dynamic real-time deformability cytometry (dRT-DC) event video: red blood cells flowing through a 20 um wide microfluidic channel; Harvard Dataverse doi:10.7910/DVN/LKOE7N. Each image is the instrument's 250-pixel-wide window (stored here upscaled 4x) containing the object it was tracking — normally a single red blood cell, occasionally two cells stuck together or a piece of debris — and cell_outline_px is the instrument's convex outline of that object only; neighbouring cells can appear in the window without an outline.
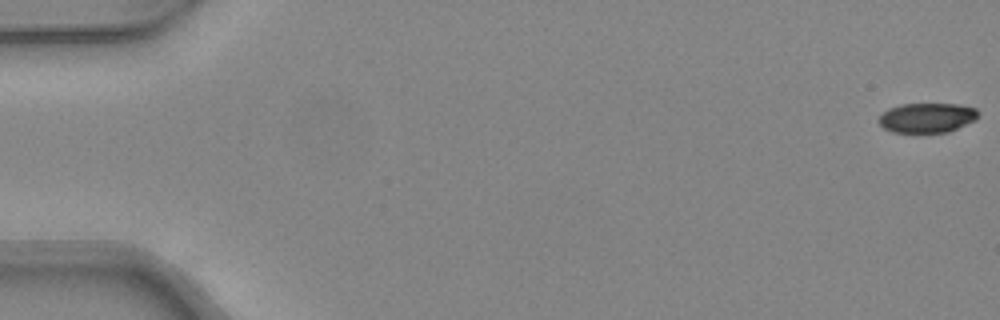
{"species": "common noctule bat (a hibernating species)", "species_latin": "Nyctalus noctula", "temperature_condition": "warm", "stored_images_in_passage": 48, "camera_frame_rate_fps": 3000, "um_per_image_px": 0.085, "animal": {"sex": "female", "body_mass_g": 24.6, "forearm_length_mm": 56.2}, "frame": {"image": 1, "passage_image": 1, "time_ms": 0.0, "image_size_px": [1000, 320], "cell_outline_px": [[980, 112], [976, 120], [948, 132], [892, 132], [884, 128], [876, 120], [888, 108], [900, 104], [956, 104], [976, 108]], "centroid_in_image_um": [78.8, 10.0], "position_along_channel_um": 6.2, "area_um2": 17.28}}
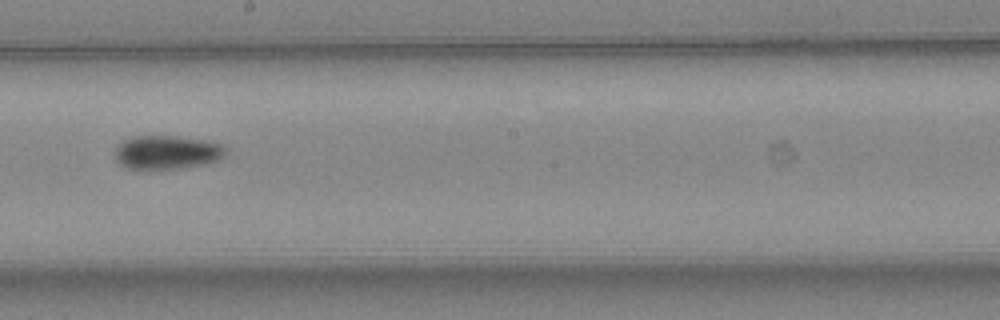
{"frame": {"image": 2, "passage_image": 28, "time_ms": 9.0, "image_size_px": [1000, 320], "cell_outline_px": [[228, 148], [224, 156], [208, 164], [180, 168], [148, 172], [144, 172], [128, 168], [120, 164], [116, 160], [116, 148], [124, 140], [132, 136], [176, 136], [208, 140], [220, 144]], "centroid_in_image_um": [14.19, 12.98], "position_along_channel_um": 234.0, "area_um2": 22.48}}
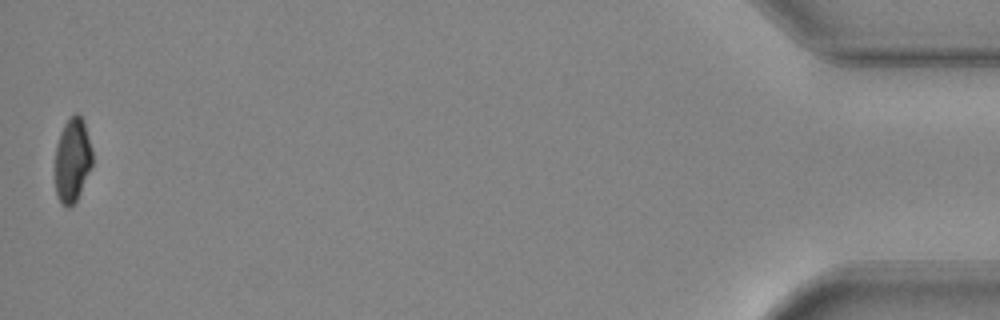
{"frame": {"image": 3, "passage_image": 48, "time_ms": 15.667, "image_size_px": [1000, 320], "cell_outline_px": [[92, 168], [76, 200], [68, 208], [60, 204], [56, 192], [56, 144], [60, 132], [64, 124], [76, 112], [80, 112], [84, 120], [92, 148]], "centroid_in_image_um": [6.17, 13.58], "position_along_channel_um": 429.0, "area_um2": 18.44}, "authors_computed_cell_mechanics": {"area_um2": 20.4034, "velocity_mm_per_s": 4.352, "shape_relaxation_time_tau1_ms": 5.6727, "shape_relaxation_time_tau2_ms": null, "deformation_change_tau1": 0.1498, "deformation_change_tau2": null}}